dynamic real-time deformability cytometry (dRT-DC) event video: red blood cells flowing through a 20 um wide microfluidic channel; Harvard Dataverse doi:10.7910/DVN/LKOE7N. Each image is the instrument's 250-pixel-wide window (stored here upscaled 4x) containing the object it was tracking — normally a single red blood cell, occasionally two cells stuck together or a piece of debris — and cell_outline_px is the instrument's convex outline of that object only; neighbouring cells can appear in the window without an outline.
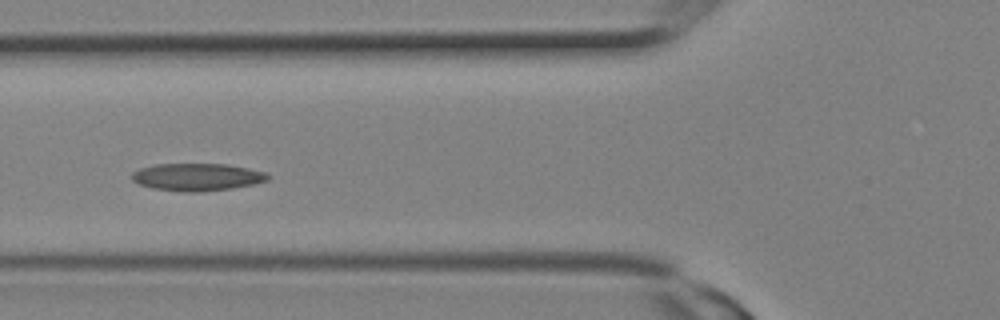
{"species": "Egyptian fruit bat (a non-hibernating species)", "species_latin": "Rousettus aegyptiacus", "temperature_condition": "room temperature", "stored_images_in_passage": 16, "camera_frame_rate_fps": 3000, "um_per_image_px": 0.085, "animal": {"sex": "female"}, "frame": {"image": 1, "passage_image": 10, "time_ms": 3.0, "image_size_px": [1000, 320], "cell_outline_px": [[272, 176], [268, 180], [252, 184], [232, 188], [200, 192], [184, 192], [152, 188], [140, 184], [132, 180], [132, 172], [140, 168], [152, 164], [228, 164], [248, 168], [264, 172]], "centroid_in_image_um": [16.75, 15.04], "position_along_channel_um": 109.1, "area_um2": 21.79}}
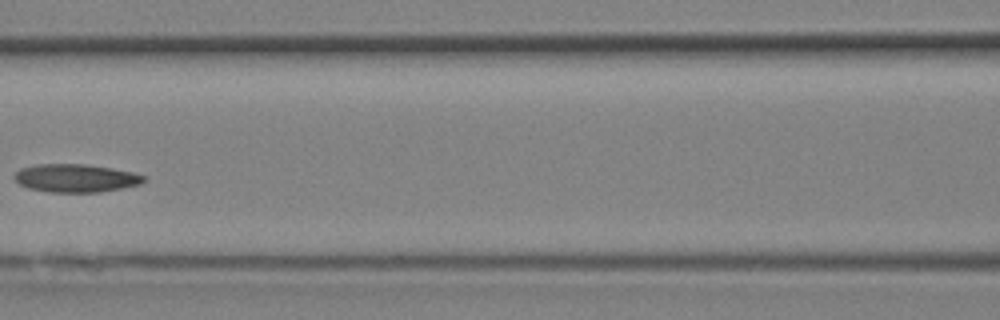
{"frame": {"image": 2, "passage_image": 12, "time_ms": 3.667, "image_size_px": [1000, 320], "cell_outline_px": [[144, 180], [140, 184], [100, 192], [48, 192], [28, 188], [20, 184], [12, 176], [20, 168], [36, 164], [88, 164], [112, 168], [132, 172], [144, 176]], "centroid_in_image_um": [6.39, 15.13], "position_along_channel_um": 160.2, "area_um2": 21.15}}